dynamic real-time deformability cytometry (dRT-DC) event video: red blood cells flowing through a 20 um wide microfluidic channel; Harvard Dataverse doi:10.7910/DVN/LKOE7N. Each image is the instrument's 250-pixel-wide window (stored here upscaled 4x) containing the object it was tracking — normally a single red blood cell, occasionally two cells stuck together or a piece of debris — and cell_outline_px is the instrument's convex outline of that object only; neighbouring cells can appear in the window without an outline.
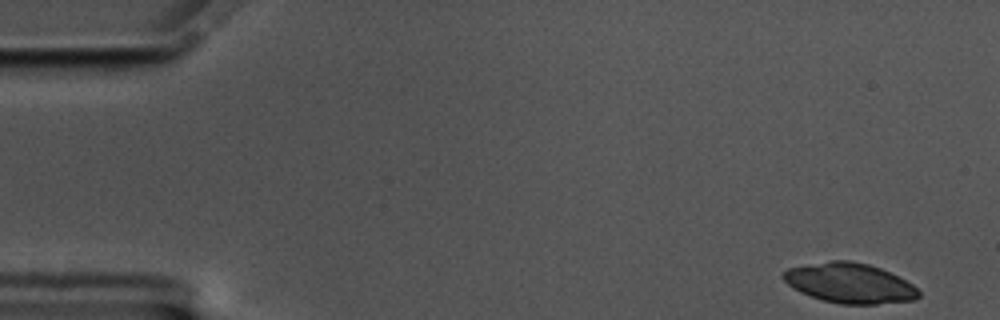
{"species": "common noctule bat (a hibernating species)", "species_latin": "Nyctalus noctula", "temperature_condition": "cold", "stored_images_in_passage": 56, "camera_frame_rate_fps": 3000, "um_per_image_px": 0.085, "animal": {"sex": "male", "body_mass_g": 17.5, "forearm_length_mm": 52.3}, "frame": {"image": 1, "passage_image": 1, "time_ms": 0.0, "image_size_px": [1000, 320], "cell_outline_px": [[920, 296], [916, 300], [876, 304], [840, 304], [820, 300], [800, 292], [788, 284], [780, 276], [788, 268], [832, 260], [848, 260], [868, 264], [880, 268], [912, 284], [920, 292]], "centroid_in_image_um": [72.21, 24.08], "position_along_channel_um": 12.8, "area_um2": 31.44}}